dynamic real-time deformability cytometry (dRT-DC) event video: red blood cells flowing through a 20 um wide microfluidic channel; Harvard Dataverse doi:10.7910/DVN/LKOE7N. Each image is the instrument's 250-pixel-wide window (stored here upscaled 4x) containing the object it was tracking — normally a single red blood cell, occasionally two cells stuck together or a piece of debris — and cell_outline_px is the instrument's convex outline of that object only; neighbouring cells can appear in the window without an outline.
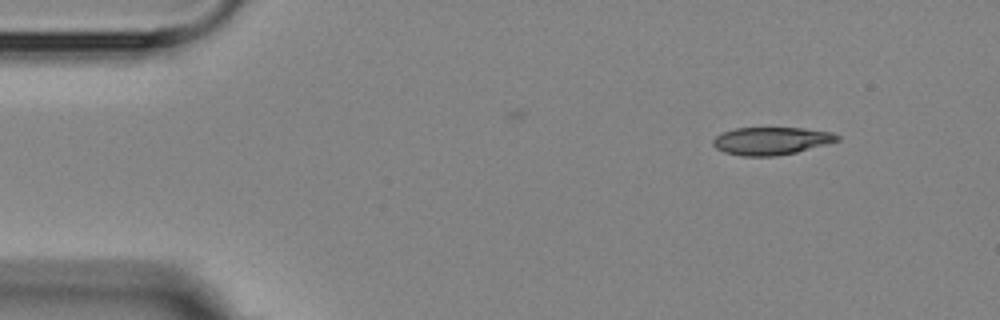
{"species": "Egyptian fruit bat (a non-hibernating species)", "species_latin": "Rousettus aegyptiacus", "temperature_condition": "room temperature", "stored_images_in_passage": 6, "camera_frame_rate_fps": 3000, "um_per_image_px": 0.085, "animal": {"sex": "female"}, "frame": {"image": 1, "passage_image": 1, "time_ms": 0.0, "image_size_px": [1000, 320], "cell_outline_px": [[840, 140], [796, 152], [776, 156], [740, 156], [724, 152], [716, 148], [712, 144], [712, 140], [716, 136], [724, 132], [736, 128], [804, 128], [832, 132], [840, 136]], "centroid_in_image_um": [65.55, 11.98], "position_along_channel_um": 19.5, "area_um2": 20.0}}
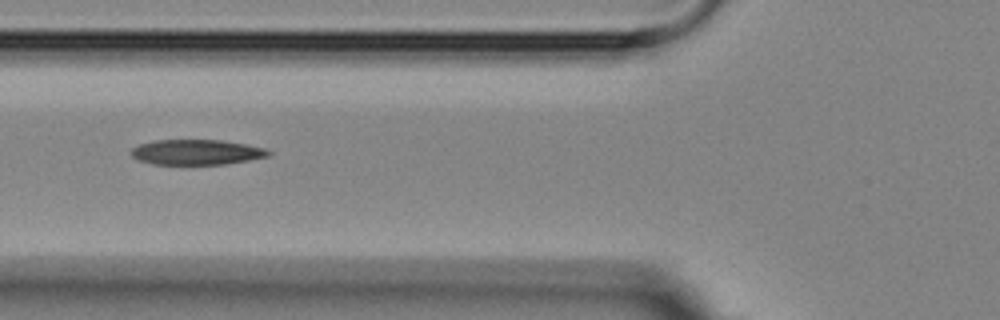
{"frame": {"image": 2, "passage_image": 5, "time_ms": 4.667, "image_size_px": [1000, 320], "cell_outline_px": [[272, 152], [268, 156], [228, 164], [152, 164], [136, 160], [132, 156], [132, 148], [140, 144], [156, 140], [220, 140], [244, 144], [264, 148]], "centroid_in_image_um": [16.68, 12.94], "position_along_channel_um": 109.1, "area_um2": 20.06}}
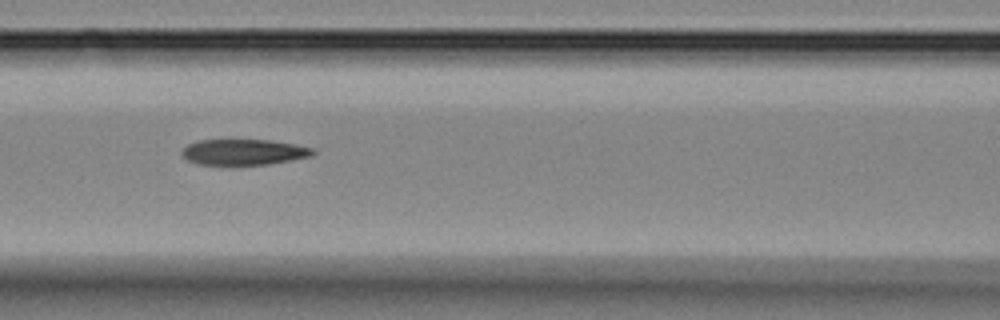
{"frame": {"image": 3, "passage_image": 6, "time_ms": 5.667, "image_size_px": [1000, 320], "cell_outline_px": [[316, 152], [312, 156], [268, 164], [200, 164], [188, 160], [180, 152], [188, 144], [196, 140], [232, 136], [268, 140], [296, 144], [316, 148]], "centroid_in_image_um": [20.71, 12.85], "position_along_channel_um": 145.9, "area_um2": 20.58}}